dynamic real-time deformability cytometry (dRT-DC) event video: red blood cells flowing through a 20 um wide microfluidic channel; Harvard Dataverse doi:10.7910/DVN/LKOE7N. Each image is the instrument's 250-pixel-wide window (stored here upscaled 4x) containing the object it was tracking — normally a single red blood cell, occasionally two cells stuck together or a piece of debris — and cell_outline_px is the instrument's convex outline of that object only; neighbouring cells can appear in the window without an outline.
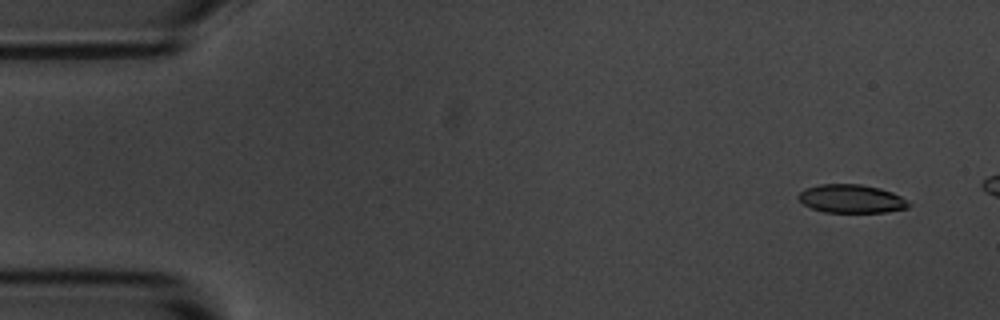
{"species": "common noctule bat (a hibernating species)", "species_latin": "Nyctalus noctula", "temperature_condition": "room temperature", "stored_images_in_passage": 5, "camera_frame_rate_fps": 3000, "um_per_image_px": 0.085, "animal": {"sex": "male", "body_mass_g": 20.1, "forearm_length_mm": 53.5}, "frame": {"image": 1, "passage_image": 1, "time_ms": 0.0, "image_size_px": [1000, 320], "cell_outline_px": [[912, 204], [908, 208], [888, 212], [824, 212], [812, 208], [804, 204], [796, 196], [804, 188], [820, 184], [860, 184], [880, 188], [892, 192], [900, 196]], "centroid_in_image_um": [72.37, 16.89], "position_along_channel_um": 12.6, "area_um2": 18.32}}